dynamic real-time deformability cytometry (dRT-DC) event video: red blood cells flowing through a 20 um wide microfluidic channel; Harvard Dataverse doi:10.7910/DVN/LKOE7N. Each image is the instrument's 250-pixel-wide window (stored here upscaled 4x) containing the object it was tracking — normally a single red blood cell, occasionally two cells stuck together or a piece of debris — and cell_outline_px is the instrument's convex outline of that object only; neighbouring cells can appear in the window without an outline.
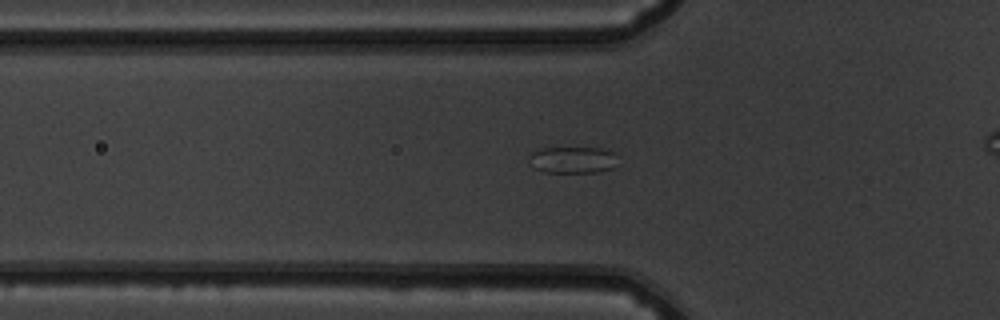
{"species": "common noctule bat (a hibernating species)", "species_latin": "Nyctalus noctula", "temperature_condition": "warm", "stored_images_in_passage": 47, "segment_of_instrument_passage": [1, 2], "camera_frame_rate_fps": 3000, "um_per_image_px": 0.085, "animal": {"sex": "male", "body_mass_g": 19.5, "forearm_length_mm": 54.6}, "frame": {"image": 1, "passage_image": 19, "time_ms": 6.0, "image_size_px": [1000, 320], "cell_outline_px": [[612, 168], [600, 172], [544, 172], [532, 168], [528, 156], [532, 152], [540, 148], [600, 148], [612, 152]], "centroid_in_image_um": [48.55, 13.59], "position_along_channel_um": 77.3, "area_um2": 13.47}}
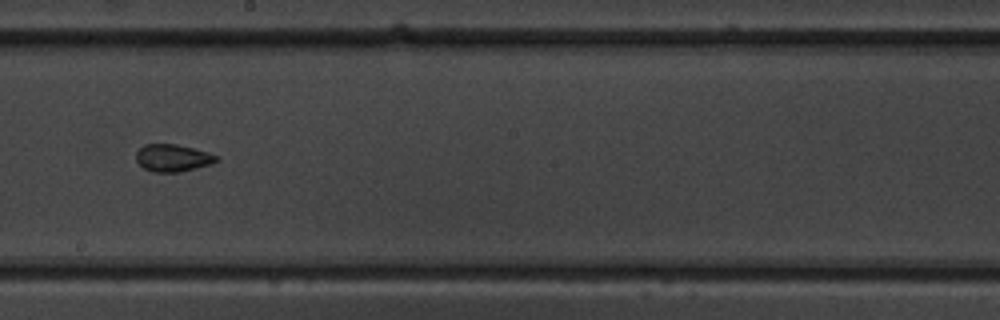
{"frame": {"image": 2, "passage_image": 31, "time_ms": 10.0, "image_size_px": [1000, 320], "cell_outline_px": [[220, 160], [212, 164], [180, 172], [152, 172], [144, 168], [136, 160], [136, 152], [144, 144], [176, 144], [208, 152], [216, 156]], "centroid_in_image_um": [14.68, 13.43], "position_along_channel_um": 233.5, "area_um2": 12.77}}
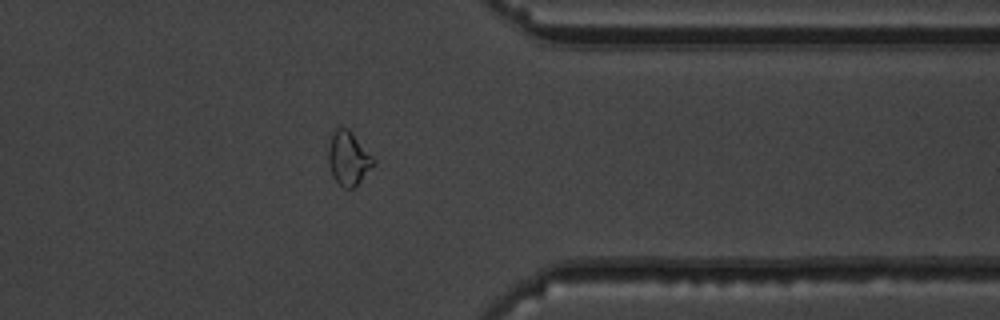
{"frame": {"image": 3, "passage_image": 43, "time_ms": 14.0, "image_size_px": [1000, 320], "cell_outline_px": [[376, 164], [352, 188], [344, 188], [332, 176], [328, 164], [328, 148], [332, 136], [336, 128], [348, 128], [352, 132], [376, 160]], "centroid_in_image_um": [29.62, 13.45], "position_along_channel_um": 381.8, "area_um2": 13.99}}